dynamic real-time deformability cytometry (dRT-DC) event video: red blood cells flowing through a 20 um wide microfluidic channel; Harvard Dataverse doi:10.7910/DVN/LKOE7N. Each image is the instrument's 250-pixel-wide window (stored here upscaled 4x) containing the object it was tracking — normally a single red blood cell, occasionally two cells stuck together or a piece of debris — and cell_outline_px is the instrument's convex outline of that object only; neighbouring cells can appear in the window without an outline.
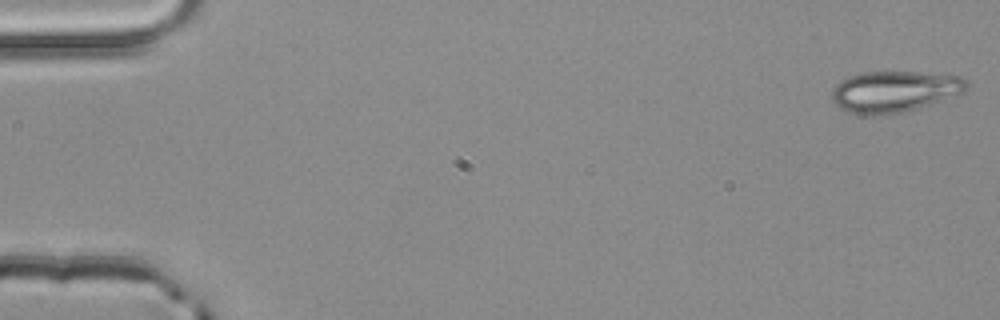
{"species": "common noctule bat (a hibernating species)", "species_latin": "Nyctalus noctula", "temperature_condition": "room temperature", "stored_images_in_passage": 4, "camera_frame_rate_fps": 3000, "um_per_image_px": 0.085, "animal": {"sex": "male", "body_mass_g": 20.4}, "frame": {"image": 1, "passage_image": 1, "time_ms": 0.0, "image_size_px": [1000, 320], "cell_outline_px": [[968, 84], [964, 92], [904, 112], [876, 116], [848, 112], [840, 108], [832, 100], [832, 88], [840, 80], [848, 76], [864, 72], [916, 72], [960, 76]], "centroid_in_image_um": [75.96, 7.78], "position_along_channel_um": 9.0, "area_um2": 32.14}}